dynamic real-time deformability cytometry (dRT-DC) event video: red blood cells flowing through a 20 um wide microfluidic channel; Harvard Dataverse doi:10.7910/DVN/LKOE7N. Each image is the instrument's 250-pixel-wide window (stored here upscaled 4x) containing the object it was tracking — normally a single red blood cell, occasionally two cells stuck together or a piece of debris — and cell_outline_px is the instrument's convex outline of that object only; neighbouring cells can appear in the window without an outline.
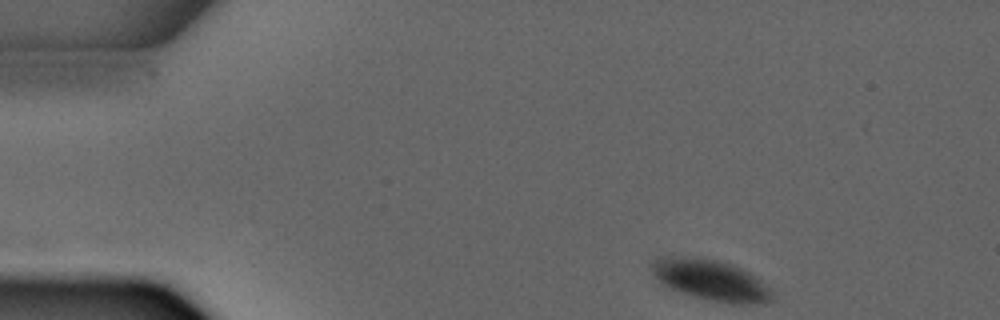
{"species": "common noctule bat (a hibernating species)", "species_latin": "Nyctalus noctula", "temperature_condition": "warm", "stored_images_in_passage": 3, "camera_frame_rate_fps": 3000, "um_per_image_px": 0.085, "animal": {"sex": "male", "forearm_length_mm": 52.5}, "frame": {"image": 1, "passage_image": 1, "time_ms": 0.0, "image_size_px": [1000, 320], "cell_outline_px": [[772, 300], [752, 304], [728, 304], [708, 300], [692, 296], [672, 288], [664, 284], [652, 272], [652, 260], [660, 256], [700, 256], [732, 264], [748, 272], [768, 288], [772, 292]], "centroid_in_image_um": [60.38, 23.79], "position_along_channel_um": 24.6, "area_um2": 28.44}}
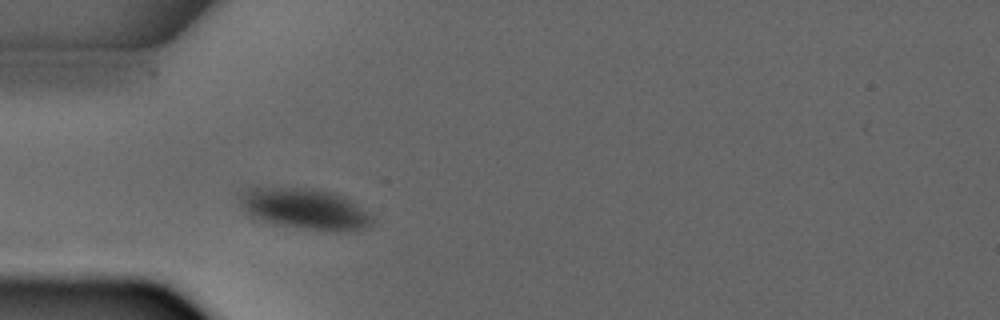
{"frame": {"image": 2, "passage_image": 3, "time_ms": 2.333, "image_size_px": [1000, 320], "cell_outline_px": [[372, 224], [364, 228], [344, 232], [328, 232], [300, 228], [268, 220], [252, 212], [240, 200], [240, 192], [248, 188], [312, 188], [332, 192], [344, 196], [372, 216]], "centroid_in_image_um": [26.06, 17.75], "position_along_channel_um": 58.9, "area_um2": 30.4}}